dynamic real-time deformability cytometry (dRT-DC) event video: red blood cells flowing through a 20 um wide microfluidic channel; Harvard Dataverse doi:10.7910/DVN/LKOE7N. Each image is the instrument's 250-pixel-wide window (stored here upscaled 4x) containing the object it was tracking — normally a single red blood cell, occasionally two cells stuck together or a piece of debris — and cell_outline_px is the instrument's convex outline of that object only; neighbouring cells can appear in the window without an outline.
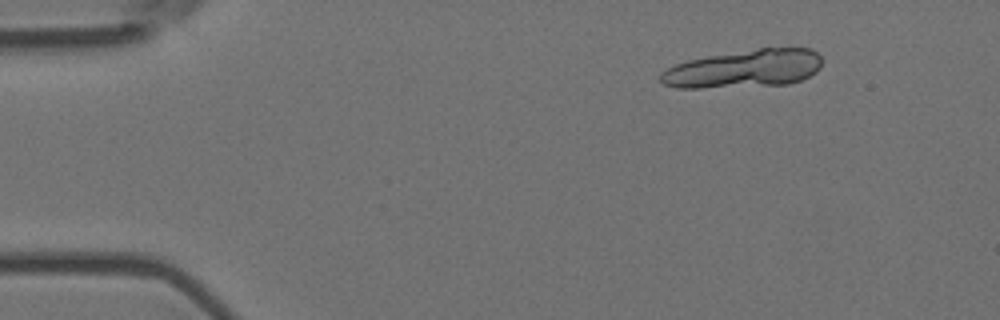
{"species": "Egyptian fruit bat (a non-hibernating species)", "species_latin": "Rousettus aegyptiacus", "temperature_condition": "room temperature", "stored_images_in_passage": 9, "segment_of_instrument_passage": [1, 2], "camera_frame_rate_fps": 3000, "um_per_image_px": 0.085, "animal": {"sex": "female"}, "frame": {"image": 1, "passage_image": 2, "time_ms": 0.333, "image_size_px": [1000, 320], "cell_outline_px": [[820, 68], [816, 72], [800, 80], [788, 84], [700, 88], [676, 88], [664, 84], [660, 80], [660, 76], [668, 68], [676, 64], [688, 60], [708, 56], [760, 48], [812, 48], [820, 56]], "centroid_in_image_um": [63.26, 5.84], "position_along_channel_um": 21.7, "area_um2": 35.37}}